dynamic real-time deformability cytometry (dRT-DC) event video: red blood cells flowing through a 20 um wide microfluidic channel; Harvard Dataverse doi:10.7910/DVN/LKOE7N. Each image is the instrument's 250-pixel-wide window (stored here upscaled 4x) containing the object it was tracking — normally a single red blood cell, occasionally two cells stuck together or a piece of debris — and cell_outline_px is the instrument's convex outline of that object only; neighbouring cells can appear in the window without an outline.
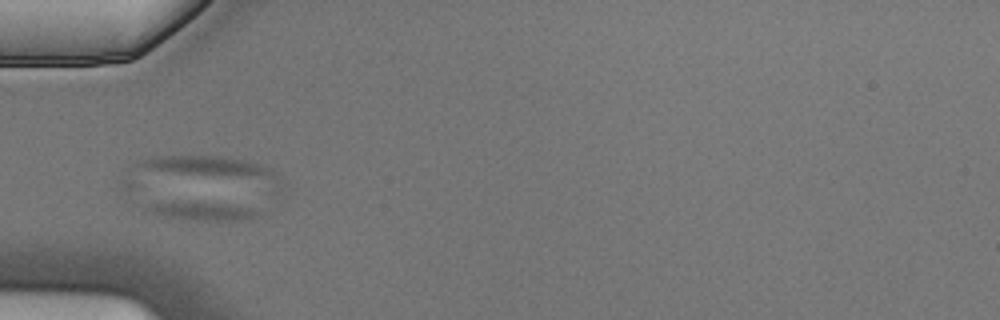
{"species": "Egyptian fruit bat (a non-hibernating species)", "species_latin": "Rousettus aegyptiacus", "temperature_condition": "cold", "stored_images_in_passage": 7, "camera_frame_rate_fps": 3000, "um_per_image_px": 0.085, "animal": {"sex": "male"}, "frame": {"image": 1, "passage_image": 5, "time_ms": 1.333, "image_size_px": [1000, 320], "cell_outline_px": [[264, 212], [260, 216], [244, 220], [180, 220], [152, 212], [144, 208], [148, 204], [228, 204], [248, 208]], "centroid_in_image_um": [17.35, 18.0], "position_along_channel_um": 67.7, "area_um2": 11.04}}